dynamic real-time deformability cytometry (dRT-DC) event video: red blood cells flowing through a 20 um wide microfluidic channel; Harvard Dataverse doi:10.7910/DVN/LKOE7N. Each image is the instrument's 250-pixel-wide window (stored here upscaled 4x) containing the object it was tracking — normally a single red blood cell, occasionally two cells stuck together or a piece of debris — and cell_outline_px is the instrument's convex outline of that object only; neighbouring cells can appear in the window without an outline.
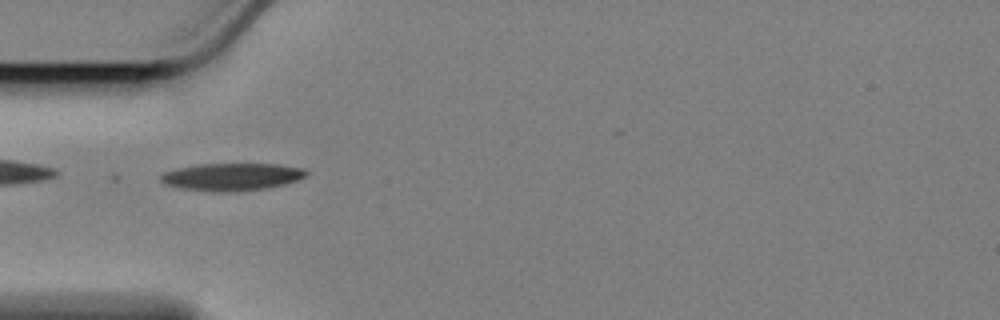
{"species": "Egyptian fruit bat (a non-hibernating species)", "species_latin": "Rousettus aegyptiacus", "temperature_condition": "cold", "stored_images_in_passage": 28, "camera_frame_rate_fps": 3000, "um_per_image_px": 0.085, "animal": {"sex": "female"}, "frame": {"image": 1, "passage_image": 1, "time_ms": 0.0, "image_size_px": [1000, 320], "cell_outline_px": [[308, 172], [304, 176], [296, 180], [284, 184], [268, 188], [220, 192], [180, 188], [164, 184], [160, 180], [160, 176], [164, 172], [180, 168], [200, 164], [280, 164], [304, 168]], "centroid_in_image_um": [19.7, 15.02], "position_along_channel_um": 65.3, "area_um2": 23.0}}
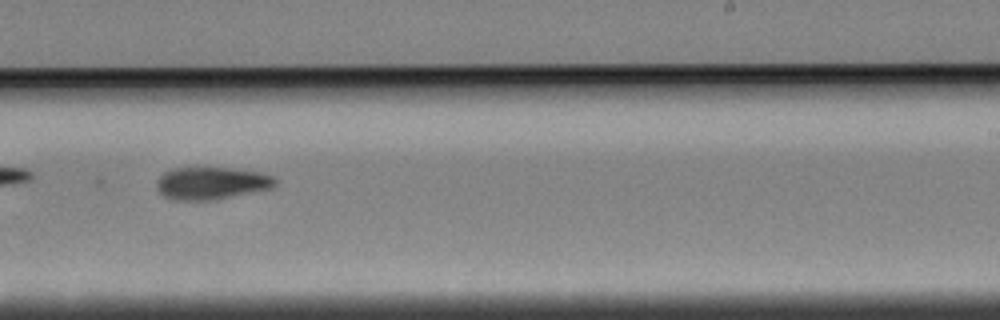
{"frame": {"image": 2, "passage_image": 19, "time_ms": 6.0, "image_size_px": [1000, 320], "cell_outline_px": [[276, 184], [272, 188], [216, 200], [176, 200], [164, 196], [156, 188], [156, 180], [164, 172], [172, 168], [200, 164], [260, 172], [272, 176], [276, 180]], "centroid_in_image_um": [17.93, 15.52], "position_along_channel_um": 271.1, "area_um2": 23.29}}